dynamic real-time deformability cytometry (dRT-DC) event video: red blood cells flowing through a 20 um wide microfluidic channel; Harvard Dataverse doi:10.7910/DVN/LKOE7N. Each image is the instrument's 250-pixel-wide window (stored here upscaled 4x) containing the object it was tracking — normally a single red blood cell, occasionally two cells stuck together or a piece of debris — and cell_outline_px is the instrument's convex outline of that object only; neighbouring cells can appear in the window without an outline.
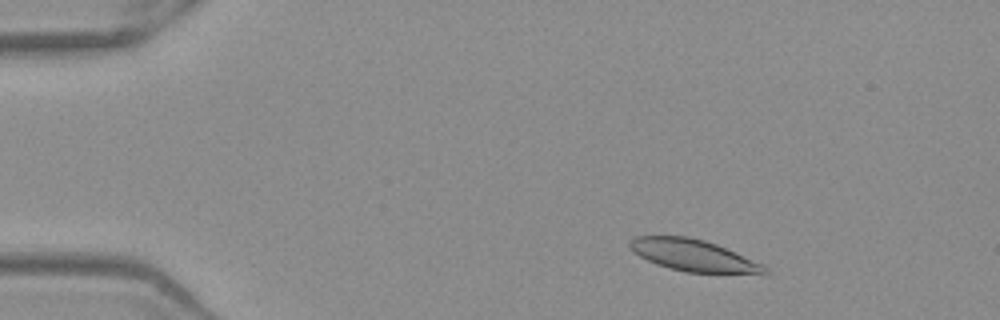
{"species": "Egyptian fruit bat (a non-hibernating species)", "species_latin": "Rousettus aegyptiacus", "temperature_condition": "warm", "stored_images_in_passage": 50, "camera_frame_rate_fps": 3000, "um_per_image_px": 0.085, "frame": {"image": 1, "passage_image": 6, "time_ms": 1.667, "image_size_px": [1000, 320], "cell_outline_px": [[768, 276], [764, 276], [684, 272], [668, 268], [656, 264], [632, 252], [628, 244], [628, 240], [636, 236], [688, 236], [704, 240], [716, 244], [764, 264], [768, 268]], "centroid_in_image_um": [59.04, 21.75], "position_along_channel_um": 26.0, "area_um2": 25.84}}
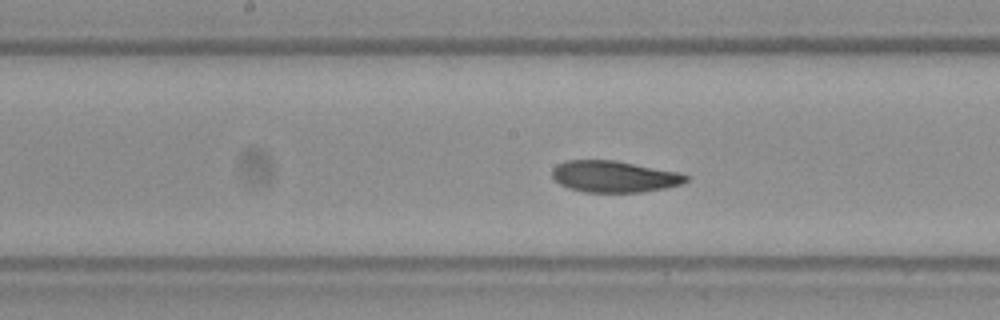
{"frame": {"image": 2, "passage_image": 25, "time_ms": 8.0, "image_size_px": [1000, 320], "cell_outline_px": [[688, 180], [684, 184], [664, 188], [640, 192], [584, 192], [568, 188], [560, 184], [552, 176], [552, 168], [556, 164], [564, 160], [616, 160], [680, 172], [688, 176]], "centroid_in_image_um": [52.2, 15.0], "position_along_channel_um": 196.0, "area_um2": 24.8}}
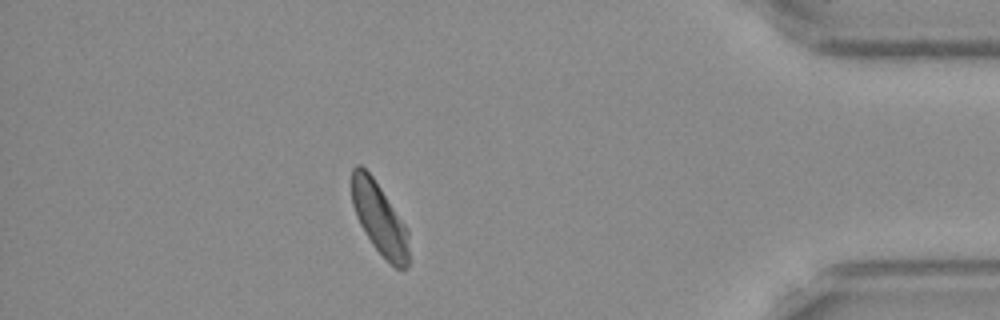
{"frame": {"image": 3, "passage_image": 44, "time_ms": 14.333, "image_size_px": [1000, 320], "cell_outline_px": [[408, 268], [404, 272], [396, 268], [372, 244], [360, 224], [356, 216], [352, 204], [352, 168], [356, 164], [360, 164], [372, 176], [408, 228]], "centroid_in_image_um": [32.26, 18.59], "position_along_channel_um": 402.9, "area_um2": 23.7}, "authors_computed_cell_mechanics": {"area_um2": 25.1141, "velocity_mm_per_s": 3.915, "shape_relaxation_time_tau1_ms": null, "shape_relaxation_time_tau2_ms": 2.2971, "deformation_change_tau1": null, "deformation_change_tau2": 0.0733}}